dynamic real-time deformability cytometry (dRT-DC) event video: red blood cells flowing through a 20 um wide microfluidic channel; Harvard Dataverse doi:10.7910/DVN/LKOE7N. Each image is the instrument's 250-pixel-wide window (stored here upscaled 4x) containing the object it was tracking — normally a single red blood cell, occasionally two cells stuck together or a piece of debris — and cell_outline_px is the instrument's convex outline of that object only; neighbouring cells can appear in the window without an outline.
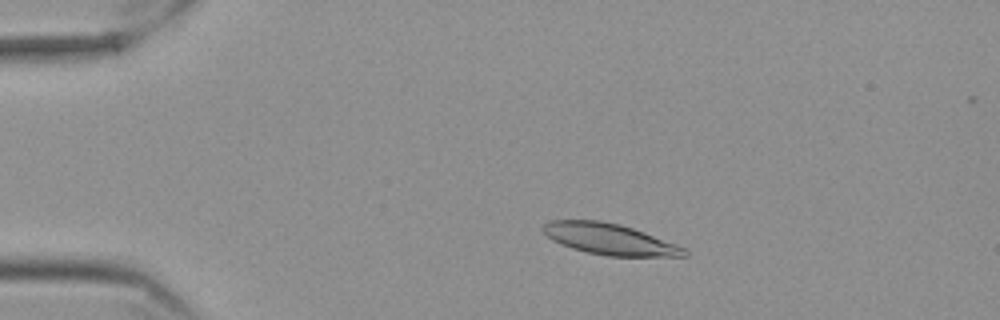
{"species": "Egyptian fruit bat (a non-hibernating species)", "species_latin": "Rousettus aegyptiacus", "temperature_condition": "cold", "stored_images_in_passage": 57, "camera_frame_rate_fps": 3000, "um_per_image_px": 0.085, "frame": {"image": 1, "passage_image": 11, "time_ms": 3.333, "image_size_px": [1000, 320], "cell_outline_px": [[688, 256], [608, 256], [588, 252], [572, 248], [552, 240], [544, 232], [544, 224], [548, 220], [600, 220], [620, 224], [644, 232], [684, 248], [688, 252]], "centroid_in_image_um": [51.8, 20.32], "position_along_channel_um": 33.2, "area_um2": 25.2}}
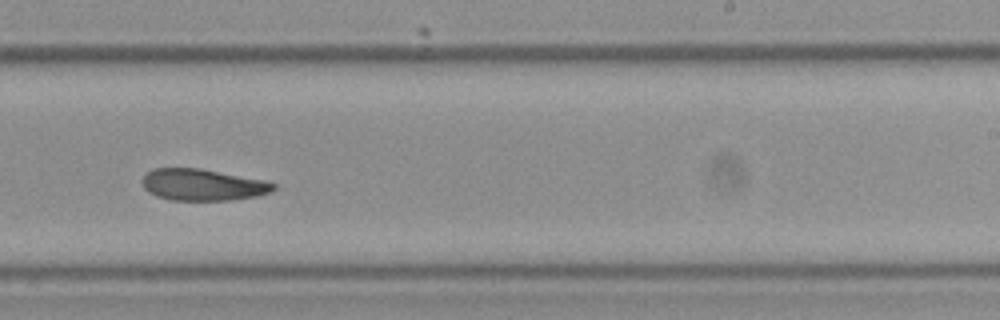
{"frame": {"image": 2, "passage_image": 36, "time_ms": 11.667, "image_size_px": [1000, 320], "cell_outline_px": [[276, 188], [268, 192], [256, 196], [232, 200], [172, 200], [156, 196], [148, 192], [144, 188], [144, 176], [152, 168], [200, 168], [264, 180], [276, 184]], "centroid_in_image_um": [17.23, 15.7], "position_along_channel_um": 271.8, "area_um2": 23.99}}
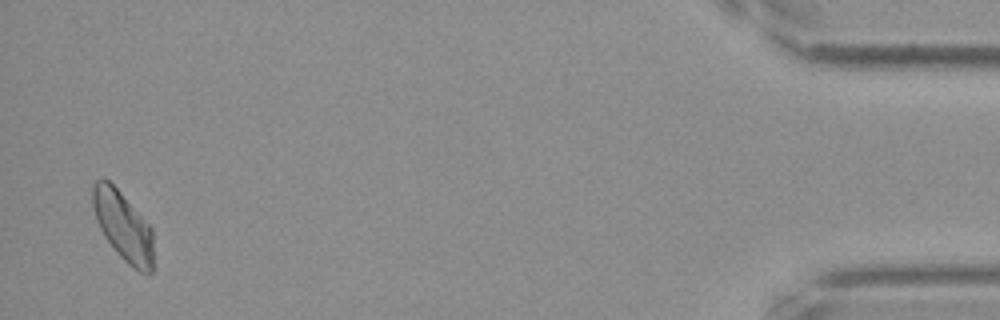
{"frame": {"image": 3, "passage_image": 56, "time_ms": 18.333, "image_size_px": [1000, 320], "cell_outline_px": [[152, 272], [148, 276], [132, 268], [116, 252], [104, 236], [96, 220], [92, 204], [92, 188], [96, 180], [104, 176], [120, 192], [152, 228]], "centroid_in_image_um": [10.45, 19.23], "position_along_channel_um": 424.8, "area_um2": 24.45}, "authors_computed_cell_mechanics": {"area_um2": 24.9118, "velocity_mm_per_s": 3.4949, "shape_relaxation_time_tau1_ms": null, "shape_relaxation_time_tau2_ms": 4.0716, "deformation_change_tau1": null, "deformation_change_tau2": 0.0937}}